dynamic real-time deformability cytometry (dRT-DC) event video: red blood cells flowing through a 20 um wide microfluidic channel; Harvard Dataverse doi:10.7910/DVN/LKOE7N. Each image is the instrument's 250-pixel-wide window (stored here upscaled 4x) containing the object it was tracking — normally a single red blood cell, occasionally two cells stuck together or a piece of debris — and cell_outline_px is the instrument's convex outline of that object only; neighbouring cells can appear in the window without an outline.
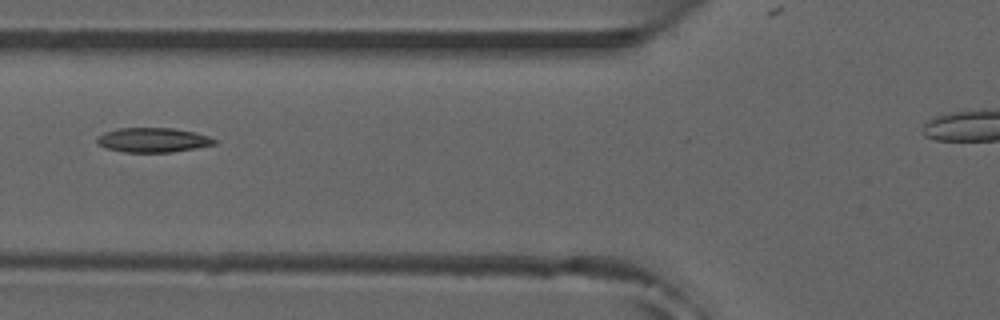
{"species": "common noctule bat (a hibernating species)", "species_latin": "Nyctalus noctula", "temperature_condition": "room temperature", "stored_images_in_passage": 3, "camera_frame_rate_fps": 3000, "um_per_image_px": 0.085, "animal": {"sex": "male", "forearm_length_mm": 52.5}, "frame": {"image": 1, "passage_image": 2, "time_ms": 0.333, "image_size_px": [1000, 320], "cell_outline_px": [[216, 144], [196, 148], [172, 152], [124, 152], [108, 148], [100, 144], [96, 140], [96, 136], [104, 132], [116, 128], [172, 128], [196, 132], [208, 136], [216, 140]], "centroid_in_image_um": [13.0, 11.89], "position_along_channel_um": 112.8, "area_um2": 16.76}}